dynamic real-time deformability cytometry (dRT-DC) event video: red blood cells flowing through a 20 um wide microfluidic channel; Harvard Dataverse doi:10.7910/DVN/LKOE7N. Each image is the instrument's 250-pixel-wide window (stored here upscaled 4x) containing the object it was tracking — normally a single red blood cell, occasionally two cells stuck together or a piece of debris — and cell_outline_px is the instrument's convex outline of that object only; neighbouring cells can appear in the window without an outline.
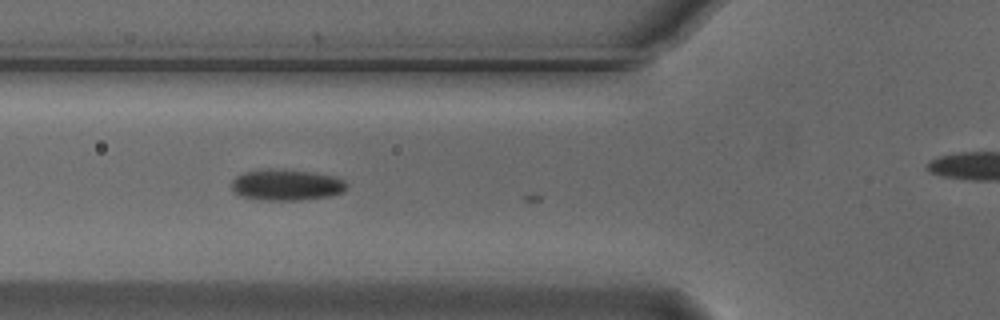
{"species": "Egyptian fruit bat (a non-hibernating species)", "species_latin": "Rousettus aegyptiacus", "temperature_condition": "cold", "stored_images_in_passage": 3, "camera_frame_rate_fps": 3000, "um_per_image_px": 0.085, "animal": {"sex": "male"}, "frame": {"image": 1, "passage_image": 2, "time_ms": 0.333, "image_size_px": [1000, 320], "cell_outline_px": [[348, 188], [340, 192], [328, 196], [300, 200], [260, 200], [240, 196], [232, 188], [232, 180], [236, 176], [244, 172], [268, 168], [272, 168], [308, 172], [332, 176], [344, 180], [348, 184]], "centroid_in_image_um": [24.31, 15.71], "position_along_channel_um": 101.5, "area_um2": 20.75}}